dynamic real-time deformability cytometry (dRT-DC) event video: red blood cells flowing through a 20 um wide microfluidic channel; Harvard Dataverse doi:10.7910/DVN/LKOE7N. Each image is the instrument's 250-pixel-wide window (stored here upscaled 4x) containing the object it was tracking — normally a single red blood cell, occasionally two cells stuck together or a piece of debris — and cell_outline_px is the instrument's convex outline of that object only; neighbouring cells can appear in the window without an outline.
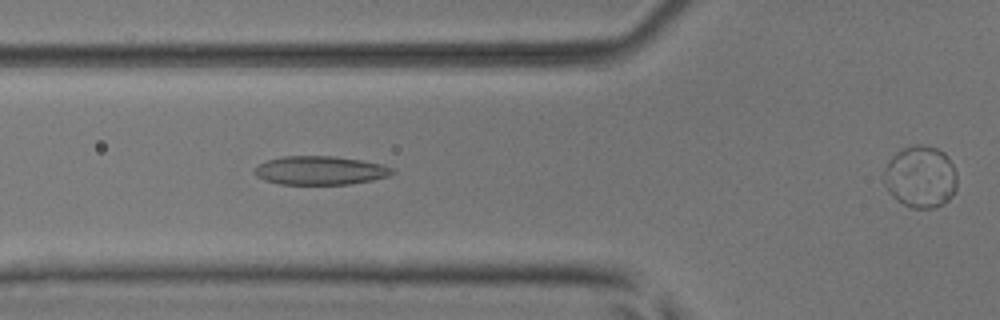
{"species": "common noctule bat (a hibernating species)", "species_latin": "Nyctalus noctula", "temperature_condition": "room temperature", "stored_images_in_passage": 40, "camera_frame_rate_fps": 3000, "um_per_image_px": 0.085, "animal": {"sex": "male", "body_mass_g": 17.9, "forearm_length_mm": 54.2}, "frame": {"image": 1, "passage_image": 15, "time_ms": 4.667, "image_size_px": [1000, 320], "cell_outline_px": [[396, 172], [388, 176], [372, 180], [348, 184], [280, 184], [264, 180], [256, 176], [252, 172], [252, 168], [268, 160], [284, 156], [332, 156], [360, 160], [384, 164], [396, 168]], "centroid_in_image_um": [27.23, 14.49], "position_along_channel_um": 98.6, "area_um2": 23.18}}
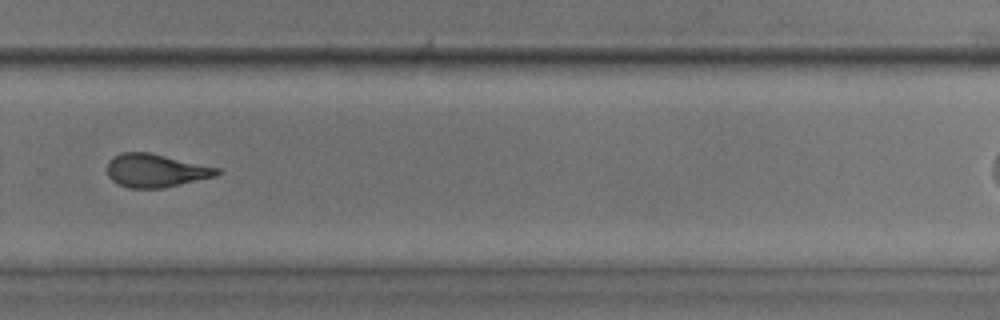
{"frame": {"image": 2, "passage_image": 31, "time_ms": 10.0, "image_size_px": [1000, 320], "cell_outline_px": [[224, 172], [216, 176], [164, 188], [128, 188], [116, 184], [108, 176], [108, 160], [112, 156], [120, 152], [148, 152], [220, 168]], "centroid_in_image_um": [13.23, 14.5], "position_along_channel_um": 316.6, "area_um2": 21.5}}
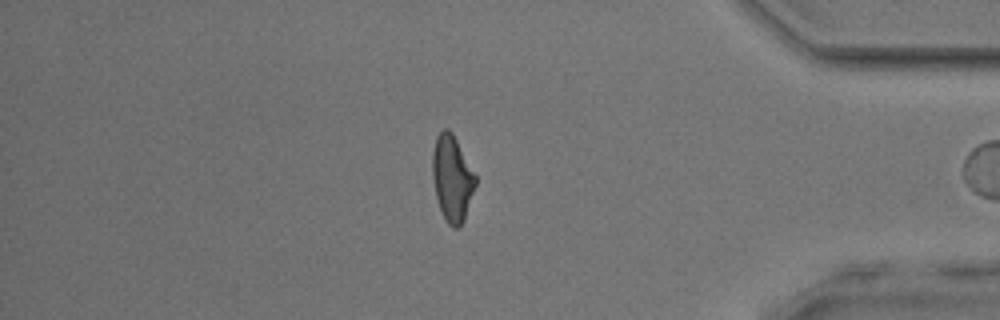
{"frame": {"image": 3, "passage_image": 39, "time_ms": 12.667, "image_size_px": [1000, 320], "cell_outline_px": [[476, 184], [464, 220], [456, 228], [452, 228], [444, 220], [436, 196], [432, 176], [432, 152], [436, 136], [444, 128], [448, 128], [452, 132], [476, 176]], "centroid_in_image_um": [38.41, 15.15], "position_along_channel_um": 396.8, "area_um2": 21.44}}